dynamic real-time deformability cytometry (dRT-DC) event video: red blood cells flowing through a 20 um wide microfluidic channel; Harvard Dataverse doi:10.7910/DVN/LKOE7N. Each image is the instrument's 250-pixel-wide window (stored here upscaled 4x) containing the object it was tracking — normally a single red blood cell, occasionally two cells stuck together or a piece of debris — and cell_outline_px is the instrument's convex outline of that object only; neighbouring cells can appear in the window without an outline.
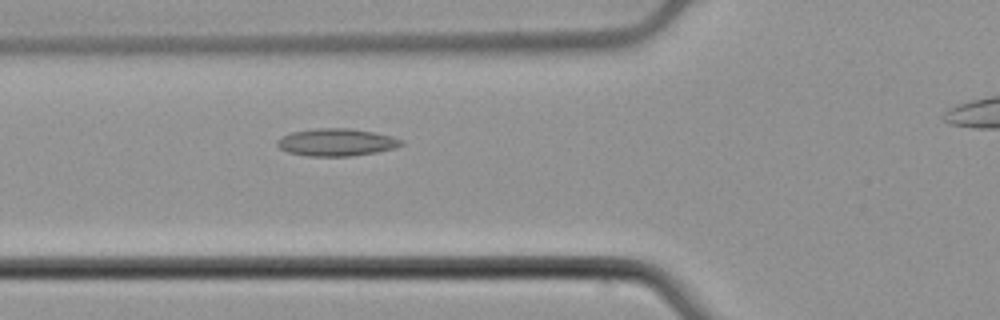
{"species": "common noctule bat (a hibernating species)", "species_latin": "Nyctalus noctula", "temperature_condition": "cold", "stored_images_in_passage": 4, "camera_frame_rate_fps": 3000, "um_per_image_px": 0.085, "animal": {"sex": "male", "body_mass_g": 21.5, "forearm_length_mm": 52.0}, "frame": {"image": 1, "passage_image": 3, "time_ms": 0.667, "image_size_px": [1000, 320], "cell_outline_px": [[404, 144], [396, 148], [376, 152], [352, 156], [308, 156], [288, 152], [280, 148], [276, 144], [276, 140], [292, 132], [316, 128], [352, 128], [392, 136], [404, 140]], "centroid_in_image_um": [28.63, 12.09], "position_along_channel_um": 97.2, "area_um2": 19.88}}